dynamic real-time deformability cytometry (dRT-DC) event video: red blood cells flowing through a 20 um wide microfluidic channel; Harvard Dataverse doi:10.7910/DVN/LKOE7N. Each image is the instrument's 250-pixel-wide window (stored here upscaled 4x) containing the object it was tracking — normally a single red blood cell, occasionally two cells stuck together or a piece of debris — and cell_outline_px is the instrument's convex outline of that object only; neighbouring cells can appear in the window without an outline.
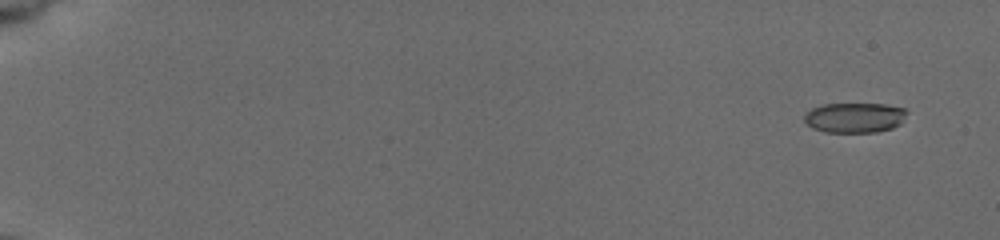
{"species": "common noctule bat (a hibernating species)", "species_latin": "Nyctalus noctula", "temperature_condition": "cold", "stored_images_in_passage": 8, "camera_frame_rate_fps": 3000, "um_per_image_px": 0.085, "animal": {"sex": "female", "body_mass_g": 19.5, "forearm_length_mm": 54.1}, "frame": {"image": 1, "passage_image": 1, "time_ms": 0.0, "image_size_px": [1000, 240], "cell_outline_px": [[908, 112], [900, 124], [892, 128], [876, 132], [824, 132], [812, 128], [804, 120], [804, 112], [812, 108], [824, 104], [884, 104], [904, 108]], "centroid_in_image_um": [72.63, 10.0], "position_along_channel_um": 12.4, "area_um2": 18.03}}